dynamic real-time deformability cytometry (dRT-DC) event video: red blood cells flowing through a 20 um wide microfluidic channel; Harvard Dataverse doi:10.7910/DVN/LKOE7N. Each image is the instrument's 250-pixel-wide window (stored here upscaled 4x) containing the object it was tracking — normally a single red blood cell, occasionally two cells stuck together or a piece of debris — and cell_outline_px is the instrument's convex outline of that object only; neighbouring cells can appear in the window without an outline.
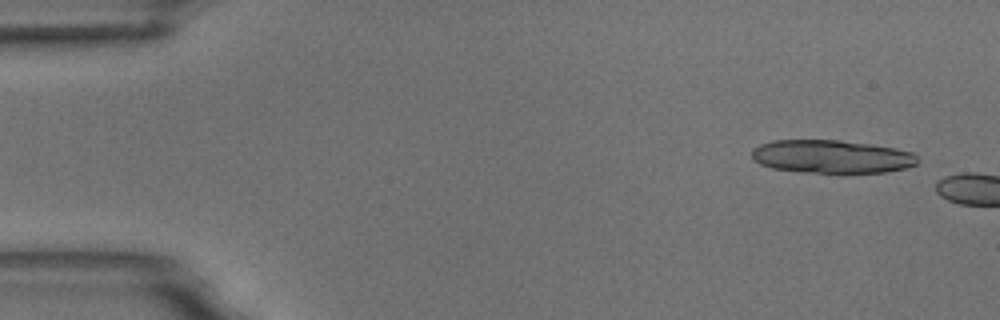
{"species": "common noctule bat (a hibernating species)", "species_latin": "Nyctalus noctula", "temperature_condition": "room temperature", "stored_images_in_passage": 2, "camera_frame_rate_fps": 3000, "um_per_image_px": 0.085, "animal": {"sex": "male", "body_mass_g": 18.8}, "frame": {"image": 1, "passage_image": 1, "time_ms": 0.0, "image_size_px": [1000, 320], "cell_outline_px": [[916, 164], [904, 168], [884, 172], [804, 172], [772, 168], [760, 164], [752, 160], [752, 148], [760, 144], [772, 140], [840, 140], [896, 148], [912, 152], [916, 156]], "centroid_in_image_um": [70.63, 13.3], "position_along_channel_um": 14.4, "area_um2": 31.85}}